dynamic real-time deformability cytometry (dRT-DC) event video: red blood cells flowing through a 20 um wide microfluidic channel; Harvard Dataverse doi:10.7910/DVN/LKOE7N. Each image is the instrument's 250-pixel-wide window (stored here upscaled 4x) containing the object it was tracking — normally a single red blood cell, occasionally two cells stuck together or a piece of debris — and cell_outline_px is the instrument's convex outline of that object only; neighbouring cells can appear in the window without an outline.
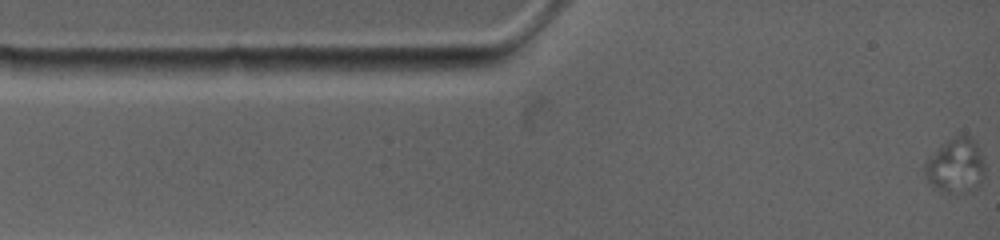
{"species": "common noctule bat (a hibernating species)", "species_latin": "Nyctalus noctula", "temperature_condition": "warm", "stored_images_in_passage": 20, "camera_frame_rate_fps": 4500, "um_per_image_px": 0.085, "animal": {"sex": "female", "body_mass_g": 19.0, "forearm_length_mm": 53.3}, "frame": {"image": 1, "passage_image": 1, "time_ms": 0.0, "image_size_px": [1000, 240], "cell_outline_px": [[984, 176], [980, 184], [976, 188], [968, 192], [944, 192], [928, 184], [924, 176], [924, 164], [928, 156], [952, 136], [968, 136], [976, 140], [980, 148], [984, 160]], "centroid_in_image_um": [81.23, 14.08], "position_along_channel_um": 3.8, "area_um2": 19.54}}
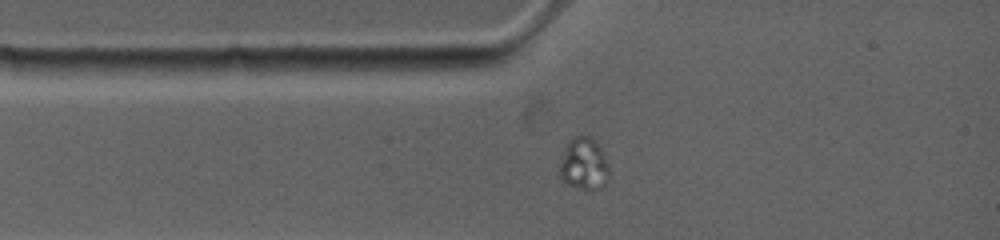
{"frame": {"image": 2, "passage_image": 17, "time_ms": 2.444, "image_size_px": [1000, 240], "cell_outline_px": [[608, 180], [600, 188], [584, 192], [568, 184], [560, 176], [560, 164], [568, 144], [576, 136], [588, 136], [604, 152], [608, 164]], "centroid_in_image_um": [49.66, 14.01], "position_along_channel_um": 35.3, "area_um2": 14.74}}